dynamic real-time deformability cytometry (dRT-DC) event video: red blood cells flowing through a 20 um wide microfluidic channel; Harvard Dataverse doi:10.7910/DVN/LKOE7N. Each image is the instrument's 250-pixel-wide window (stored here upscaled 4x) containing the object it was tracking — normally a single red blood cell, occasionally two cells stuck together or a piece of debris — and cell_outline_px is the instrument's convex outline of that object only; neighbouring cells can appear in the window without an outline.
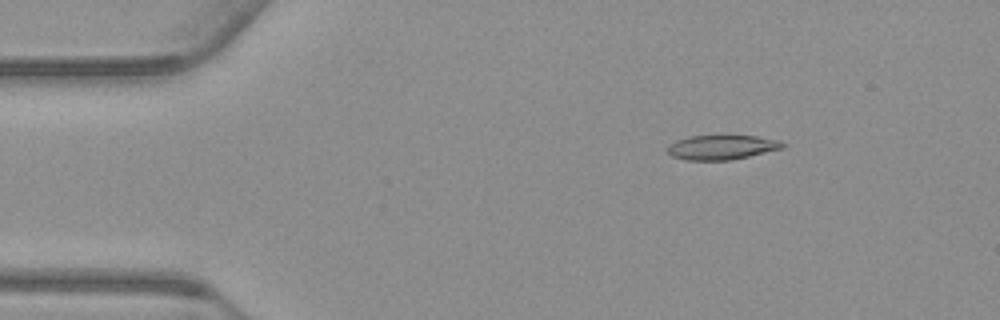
{"species": "common noctule bat (a hibernating species)", "species_latin": "Nyctalus noctula", "temperature_condition": "warm", "stored_images_in_passage": 55, "camera_frame_rate_fps": 3000, "um_per_image_px": 0.085, "animal": {"sex": "male", "body_mass_g": 23.1, "forearm_length_mm": 52.7}, "frame": {"image": 1, "passage_image": 8, "time_ms": 2.333, "image_size_px": [1000, 320], "cell_outline_px": [[788, 144], [784, 148], [732, 160], [684, 160], [672, 156], [668, 152], [668, 144], [676, 140], [688, 136], [756, 136], [780, 140]], "centroid_in_image_um": [61.38, 12.52], "position_along_channel_um": 23.6, "area_um2": 16.59}}
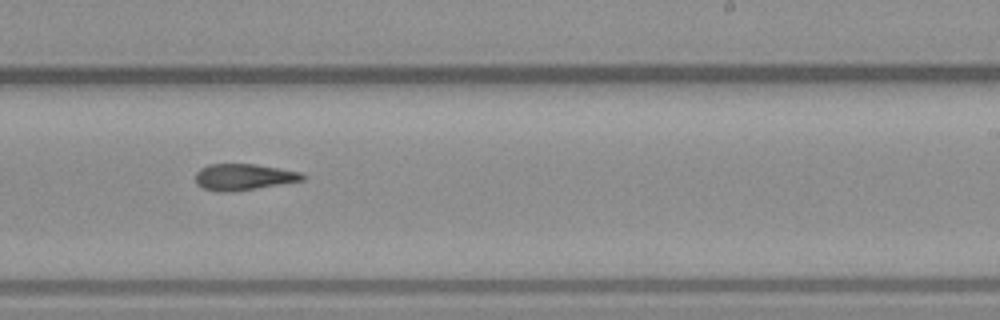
{"frame": {"image": 2, "passage_image": 33, "time_ms": 10.667, "image_size_px": [1000, 320], "cell_outline_px": [[308, 176], [304, 180], [256, 188], [224, 192], [220, 192], [204, 188], [196, 184], [196, 172], [200, 168], [208, 164], [256, 164], [300, 172]], "centroid_in_image_um": [20.71, 15.03], "position_along_channel_um": 268.3, "area_um2": 16.3}}
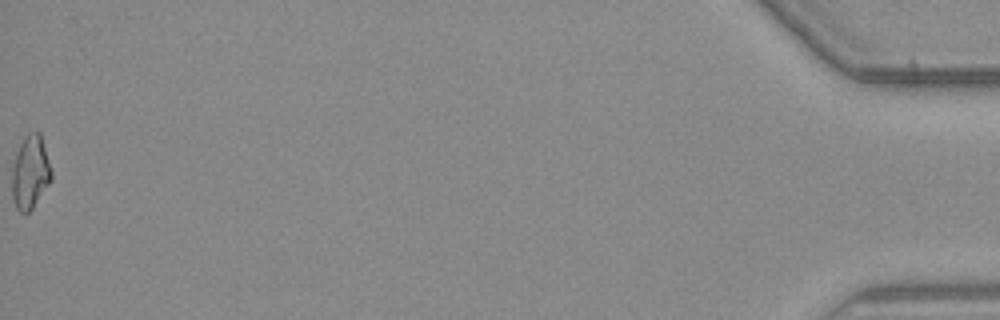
{"frame": {"image": 3, "passage_image": 55, "time_ms": 18.0, "image_size_px": [1000, 320], "cell_outline_px": [[52, 180], [32, 208], [28, 212], [20, 212], [16, 208], [12, 196], [12, 168], [16, 152], [24, 136], [28, 132], [40, 132], [52, 172]], "centroid_in_image_um": [2.57, 14.63], "position_along_channel_um": 432.6, "area_um2": 16.82}, "authors_computed_cell_mechanics": {"area_um2": 16.6464, "velocity_mm_per_s": 3.7653, "shape_relaxation_time_tau1_ms": null, "shape_relaxation_time_tau2_ms": 6.8632, "deformation_change_tau1": null, "deformation_change_tau2": 0.1792}}